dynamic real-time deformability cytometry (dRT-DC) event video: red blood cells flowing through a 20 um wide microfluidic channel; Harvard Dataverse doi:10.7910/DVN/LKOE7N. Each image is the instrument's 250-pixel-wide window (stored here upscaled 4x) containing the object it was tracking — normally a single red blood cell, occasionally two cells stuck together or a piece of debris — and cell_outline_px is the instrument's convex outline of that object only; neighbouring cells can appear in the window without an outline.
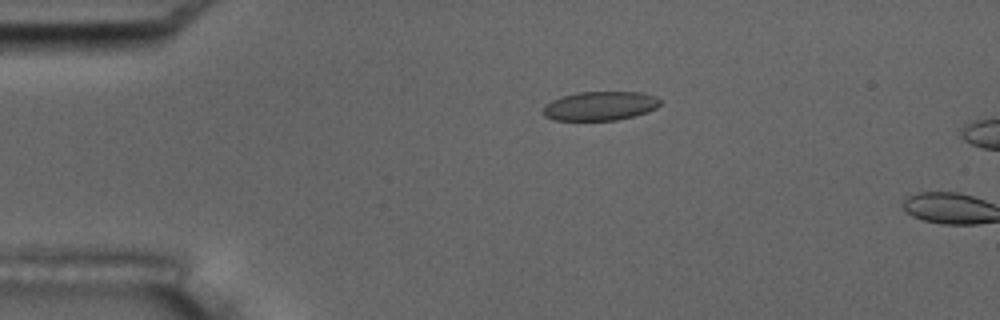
{"species": "common noctule bat (a hibernating species)", "species_latin": "Nyctalus noctula", "temperature_condition": "room temperature", "stored_images_in_passage": 4, "camera_frame_rate_fps": 3000, "um_per_image_px": 0.085, "animal": {"sex": "male", "body_mass_g": 17.5, "forearm_length_mm": 52.3}, "frame": {"image": 1, "passage_image": 3, "time_ms": 3.0, "image_size_px": [1000, 320], "cell_outline_px": [[660, 104], [656, 108], [648, 112], [616, 120], [556, 120], [544, 116], [540, 112], [544, 104], [560, 96], [576, 92], [640, 92], [656, 96], [660, 100]], "centroid_in_image_um": [50.96, 9.0], "position_along_channel_um": 34.0, "area_um2": 20.0}}